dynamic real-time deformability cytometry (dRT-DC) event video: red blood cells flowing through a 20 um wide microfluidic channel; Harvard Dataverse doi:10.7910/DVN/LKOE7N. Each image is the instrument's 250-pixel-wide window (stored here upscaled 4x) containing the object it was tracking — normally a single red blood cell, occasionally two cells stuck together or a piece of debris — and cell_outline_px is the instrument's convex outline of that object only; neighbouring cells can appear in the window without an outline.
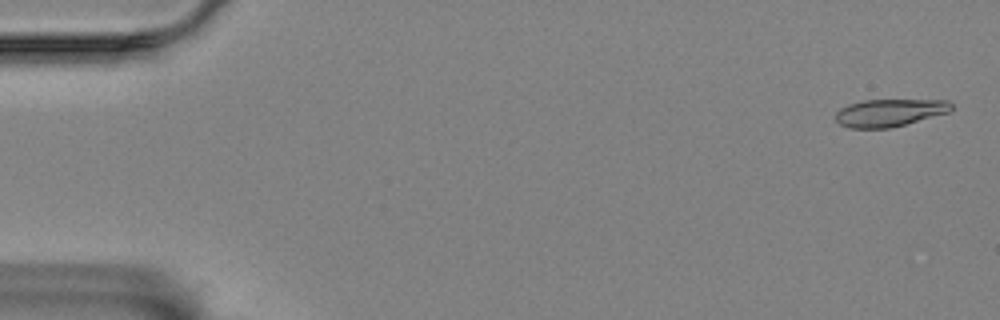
{"species": "Egyptian fruit bat (a non-hibernating species)", "species_latin": "Rousettus aegyptiacus", "temperature_condition": "room temperature", "stored_images_in_passage": 18, "camera_frame_rate_fps": 3000, "um_per_image_px": 0.085, "animal": {"sex": "female"}, "frame": {"image": 1, "passage_image": 2, "time_ms": 0.333, "image_size_px": [1000, 320], "cell_outline_px": [[952, 108], [948, 112], [892, 128], [848, 128], [840, 124], [836, 120], [836, 112], [840, 108], [848, 104], [864, 100], [948, 100], [952, 104]], "centroid_in_image_um": [75.59, 9.58], "position_along_channel_um": 9.4, "area_um2": 18.5}}
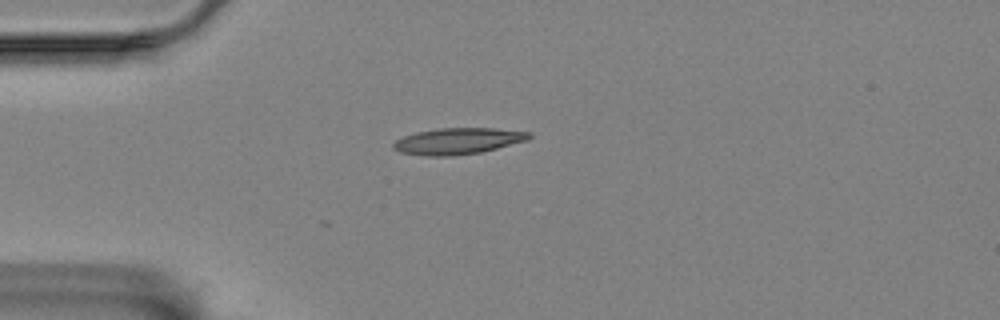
{"frame": {"image": 2, "passage_image": 15, "time_ms": 4.667, "image_size_px": [1000, 320], "cell_outline_px": [[532, 136], [528, 140], [480, 152], [452, 156], [424, 156], [400, 152], [392, 148], [392, 144], [396, 140], [404, 136], [416, 132], [440, 128], [496, 128], [532, 132]], "centroid_in_image_um": [38.92, 11.99], "position_along_channel_um": 46.1, "area_um2": 20.87}}